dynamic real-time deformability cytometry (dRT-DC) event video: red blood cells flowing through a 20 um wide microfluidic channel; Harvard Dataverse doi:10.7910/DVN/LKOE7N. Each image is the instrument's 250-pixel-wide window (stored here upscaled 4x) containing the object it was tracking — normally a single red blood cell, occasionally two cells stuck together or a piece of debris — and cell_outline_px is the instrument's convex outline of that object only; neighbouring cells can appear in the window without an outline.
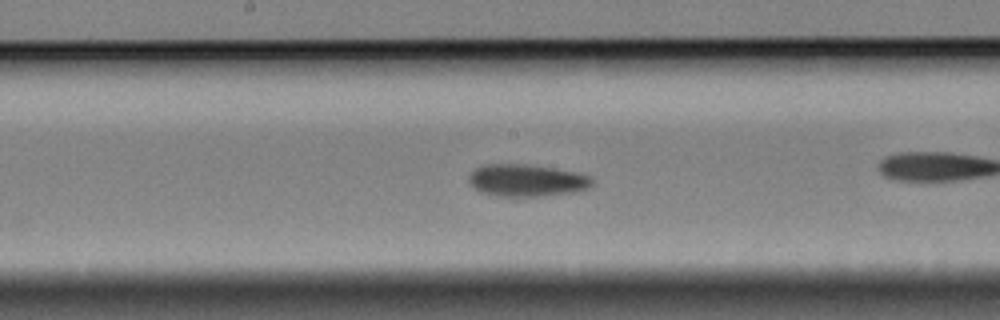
{"species": "Egyptian fruit bat (a non-hibernating species)", "species_latin": "Rousettus aegyptiacus", "temperature_condition": "cold", "stored_images_in_passage": 26, "camera_frame_rate_fps": 3000, "um_per_image_px": 0.085, "animal": {"sex": "female"}, "frame": {"image": 1, "passage_image": 14, "time_ms": 4.333, "image_size_px": [1000, 320], "cell_outline_px": [[596, 180], [592, 188], [576, 192], [512, 200], [480, 192], [468, 180], [468, 176], [480, 164], [528, 164], [576, 172], [592, 176]], "centroid_in_image_um": [44.82, 15.38], "position_along_channel_um": 203.4, "area_um2": 24.22}}
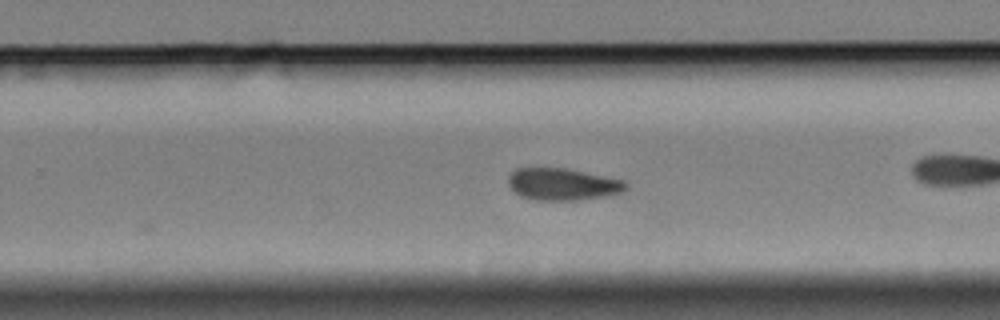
{"frame": {"image": 2, "passage_image": 21, "time_ms": 6.667, "image_size_px": [1000, 320], "cell_outline_px": [[628, 188], [620, 192], [580, 200], [536, 200], [520, 196], [508, 184], [508, 176], [516, 168], [568, 168], [624, 180], [628, 184]], "centroid_in_image_um": [47.81, 15.65], "position_along_channel_um": 282.0, "area_um2": 21.85}}
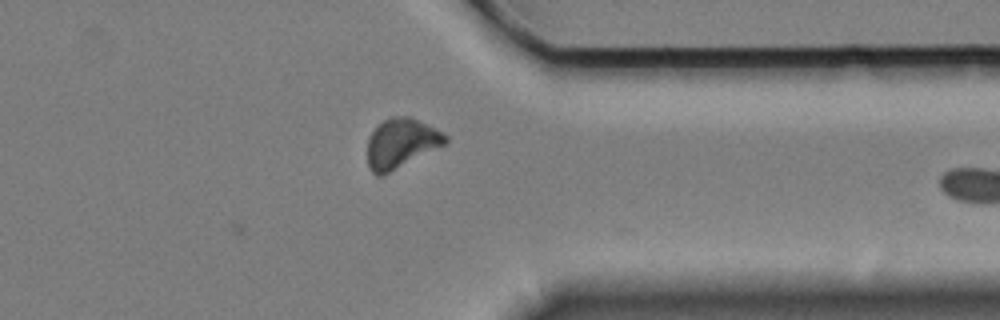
{"frame": {"image": 3, "passage_image": 25, "time_ms": 8.0, "image_size_px": [1000, 320], "cell_outline_px": [[448, 144], [380, 176], [376, 176], [368, 168], [368, 136], [384, 120], [392, 116], [408, 116], [444, 132], [448, 136]], "centroid_in_image_um": [34.12, 12.18], "position_along_channel_um": 377.3, "area_um2": 22.48}, "authors_computed_cell_mechanics": {"area_um2": 22.7443, "velocity_mm_per_s": 3.3845, "shape_relaxation_time_tau1_ms": 8.5734, "shape_relaxation_time_tau2_ms": null, "deformation_change_tau1": 0.1401, "deformation_change_tau2": null}}